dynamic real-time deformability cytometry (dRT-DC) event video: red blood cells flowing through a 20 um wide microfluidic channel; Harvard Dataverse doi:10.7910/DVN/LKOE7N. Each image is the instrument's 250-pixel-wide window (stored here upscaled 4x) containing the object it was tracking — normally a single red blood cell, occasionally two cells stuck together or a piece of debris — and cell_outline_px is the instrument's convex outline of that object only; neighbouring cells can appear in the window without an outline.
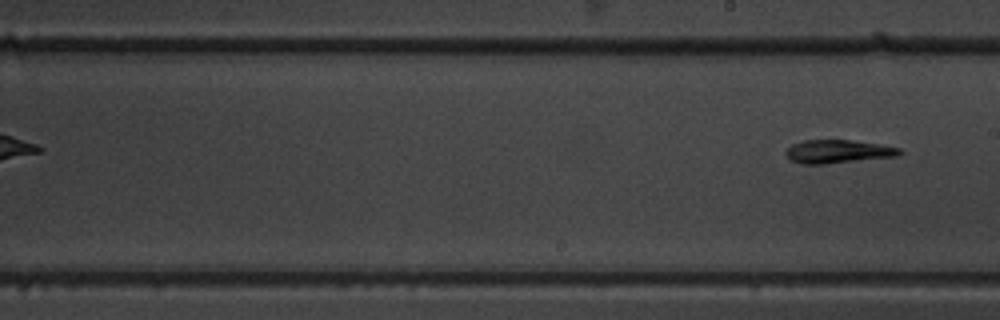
{"species": "common noctule bat (a hibernating species)", "species_latin": "Nyctalus noctula", "temperature_condition": "warm", "stored_images_in_passage": 8, "segment_of_instrument_passage": [2, 2], "camera_frame_rate_fps": 3000, "um_per_image_px": 0.085, "animal": {"sex": "male", "body_mass_g": 19.5, "forearm_length_mm": 54.6}, "frame": {"image": 1, "passage_image": 8, "time_ms": 2.333, "image_size_px": [1000, 320], "cell_outline_px": [[904, 152], [896, 156], [824, 164], [804, 164], [792, 160], [784, 152], [792, 144], [804, 140], [852, 140], [900, 148]], "centroid_in_image_um": [71.21, 12.87], "position_along_channel_um": 217.8, "area_um2": 15.2}}